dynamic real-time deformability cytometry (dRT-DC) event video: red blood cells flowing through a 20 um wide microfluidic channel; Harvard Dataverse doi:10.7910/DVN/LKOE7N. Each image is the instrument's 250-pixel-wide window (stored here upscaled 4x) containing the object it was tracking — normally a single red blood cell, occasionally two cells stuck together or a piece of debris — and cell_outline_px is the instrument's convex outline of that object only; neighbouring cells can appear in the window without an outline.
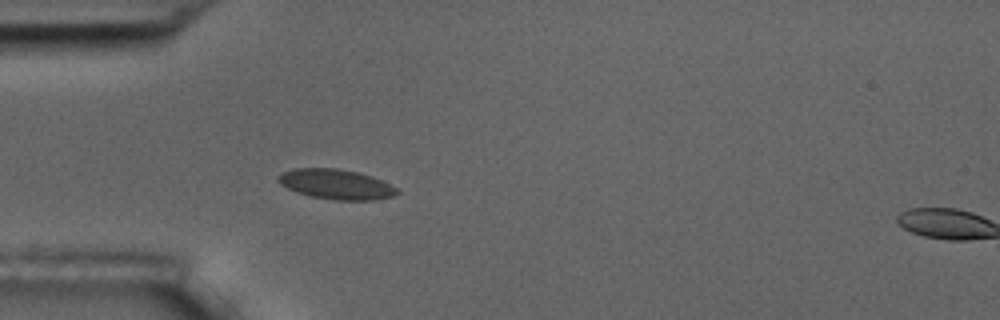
{"species": "common noctule bat (a hibernating species)", "species_latin": "Nyctalus noctula", "temperature_condition": "room temperature", "stored_images_in_passage": 4, "segment_of_instrument_passage": [1, 2], "camera_frame_rate_fps": 3000, "um_per_image_px": 0.085, "animal": {"sex": "male", "body_mass_g": 17.5, "forearm_length_mm": 52.3}, "frame": {"image": 1, "passage_image": 3, "time_ms": 3.333, "image_size_px": [1000, 320], "cell_outline_px": [[400, 192], [392, 196], [376, 200], [336, 200], [312, 196], [296, 192], [280, 184], [276, 180], [276, 176], [284, 172], [296, 168], [336, 168], [356, 172], [372, 176], [396, 188]], "centroid_in_image_um": [28.54, 15.66], "position_along_channel_um": 56.5, "area_um2": 20.58}}